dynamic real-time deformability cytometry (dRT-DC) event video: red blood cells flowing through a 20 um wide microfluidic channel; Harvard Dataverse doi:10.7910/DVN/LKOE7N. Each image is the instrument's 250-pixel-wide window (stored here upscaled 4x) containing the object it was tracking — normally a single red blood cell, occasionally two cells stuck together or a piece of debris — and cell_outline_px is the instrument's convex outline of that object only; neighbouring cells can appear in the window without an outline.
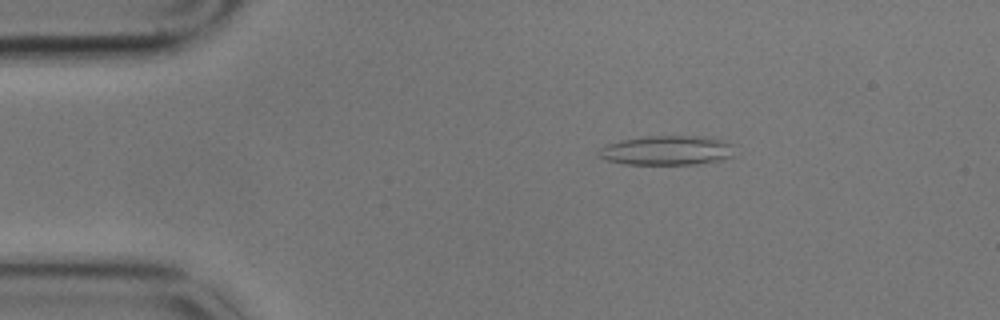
{"species": "common noctule bat (a hibernating species)", "species_latin": "Nyctalus noctula", "temperature_condition": "cold", "stored_images_in_passage": 58, "camera_frame_rate_fps": 3000, "um_per_image_px": 0.085, "animal": {"sex": "male", "body_mass_g": 17.9}, "frame": {"image": 1, "passage_image": 10, "time_ms": 3.0, "image_size_px": [1000, 320], "cell_outline_px": [[736, 156], [724, 160], [696, 164], [624, 164], [604, 160], [596, 156], [596, 152], [600, 148], [608, 144], [620, 140], [652, 136], [704, 136], [724, 140], [736, 144]], "centroid_in_image_um": [56.77, 12.79], "position_along_channel_um": 28.2, "area_um2": 23.99}}
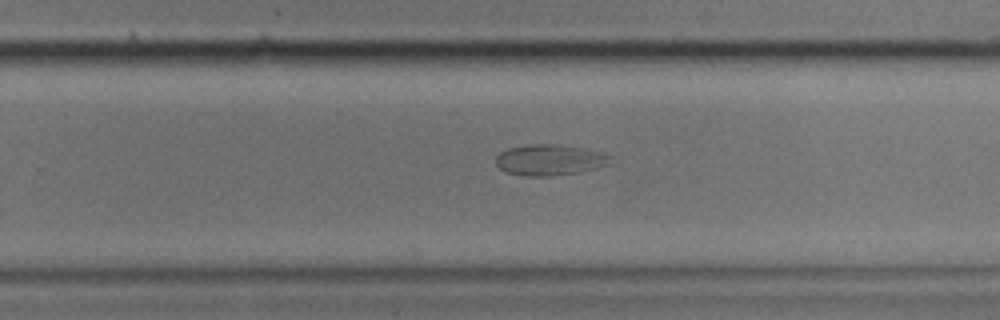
{"frame": {"image": 2, "passage_image": 37, "time_ms": 12.0, "image_size_px": [1000, 320], "cell_outline_px": [[612, 164], [580, 172], [552, 176], [528, 176], [504, 172], [496, 164], [496, 156], [500, 152], [508, 148], [528, 144], [556, 144], [580, 148], [600, 152], [612, 156]], "centroid_in_image_um": [46.73, 13.6], "position_along_channel_um": 283.1, "area_um2": 20.75}}
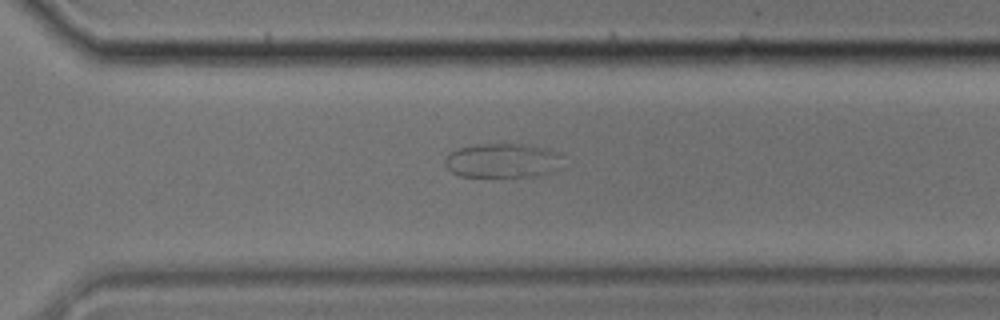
{"frame": {"image": 3, "passage_image": 41, "time_ms": 13.333, "image_size_px": [1000, 320], "cell_outline_px": [[560, 156], [552, 172], [540, 176], [460, 176], [452, 172], [444, 164], [444, 160], [456, 148], [480, 144], [532, 144], [556, 152]], "centroid_in_image_um": [42.65, 13.64], "position_along_channel_um": 327.9, "area_um2": 23.18}}